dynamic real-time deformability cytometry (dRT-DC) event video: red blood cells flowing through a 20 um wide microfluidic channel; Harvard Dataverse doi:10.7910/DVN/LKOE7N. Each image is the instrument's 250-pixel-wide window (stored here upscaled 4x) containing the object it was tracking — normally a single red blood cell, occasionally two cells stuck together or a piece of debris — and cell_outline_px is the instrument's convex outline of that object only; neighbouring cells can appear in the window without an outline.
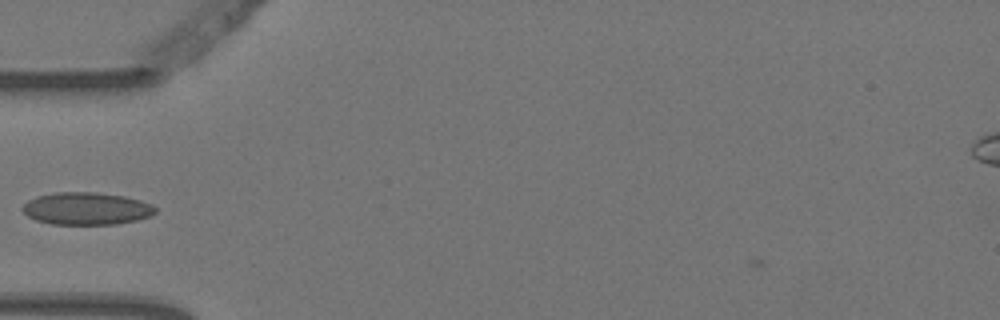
{"species": "Egyptian fruit bat (a non-hibernating species)", "species_latin": "Rousettus aegyptiacus", "temperature_condition": "warm", "stored_images_in_passage": 2, "camera_frame_rate_fps": 3000, "um_per_image_px": 0.085, "animal": {"sex": "female"}, "frame": {"image": 1, "passage_image": 2, "time_ms": 0.333, "image_size_px": [1000, 320], "cell_outline_px": [[156, 212], [152, 216], [136, 220], [116, 224], [52, 224], [36, 220], [28, 216], [20, 208], [28, 200], [36, 196], [56, 192], [96, 192], [124, 196], [140, 200], [152, 204], [156, 208]], "centroid_in_image_um": [7.35, 17.72], "position_along_channel_um": 77.6, "area_um2": 25.2}}